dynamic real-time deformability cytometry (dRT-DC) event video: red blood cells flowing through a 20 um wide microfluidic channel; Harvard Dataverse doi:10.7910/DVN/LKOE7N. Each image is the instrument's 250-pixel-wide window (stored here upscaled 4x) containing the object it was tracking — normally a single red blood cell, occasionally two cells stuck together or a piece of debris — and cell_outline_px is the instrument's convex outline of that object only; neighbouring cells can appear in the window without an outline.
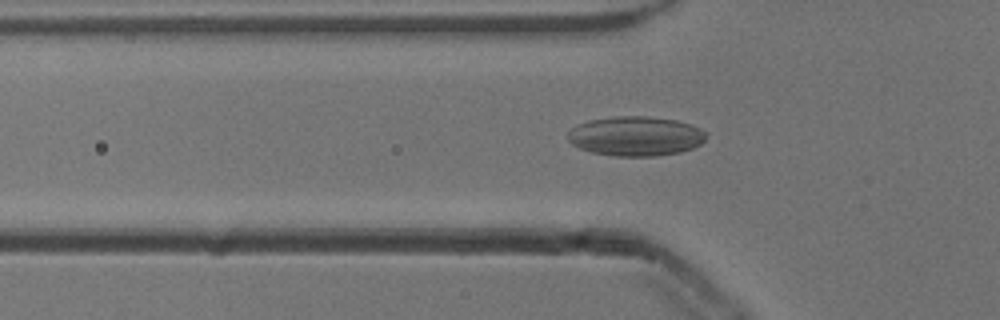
{"species": "common noctule bat (a hibernating species)", "species_latin": "Nyctalus noctula", "temperature_condition": "cold", "stored_images_in_passage": 48, "camera_frame_rate_fps": 3000, "um_per_image_px": 0.085, "animal": {"sex": "male", "body_mass_g": 13.3}, "frame": {"image": 1, "passage_image": 12, "time_ms": 3.667, "image_size_px": [1000, 320], "cell_outline_px": [[708, 136], [700, 144], [692, 148], [680, 152], [656, 156], [616, 156], [592, 152], [580, 148], [572, 144], [568, 140], [568, 132], [572, 128], [588, 120], [616, 116], [648, 116], [676, 120], [692, 124], [708, 132]], "centroid_in_image_um": [54.07, 11.56], "position_along_channel_um": 71.7, "area_um2": 32.02}}
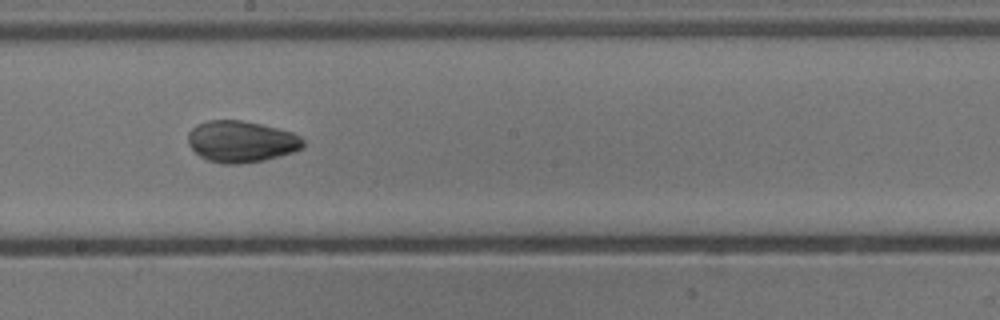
{"frame": {"image": 2, "passage_image": 24, "time_ms": 7.667, "image_size_px": [1000, 320], "cell_outline_px": [[304, 148], [292, 152], [264, 160], [236, 164], [220, 164], [208, 160], [200, 156], [188, 144], [188, 132], [196, 124], [208, 120], [240, 120], [260, 124], [292, 132], [300, 136], [304, 140]], "centroid_in_image_um": [20.49, 12.03], "position_along_channel_um": 227.7, "area_um2": 27.8}}
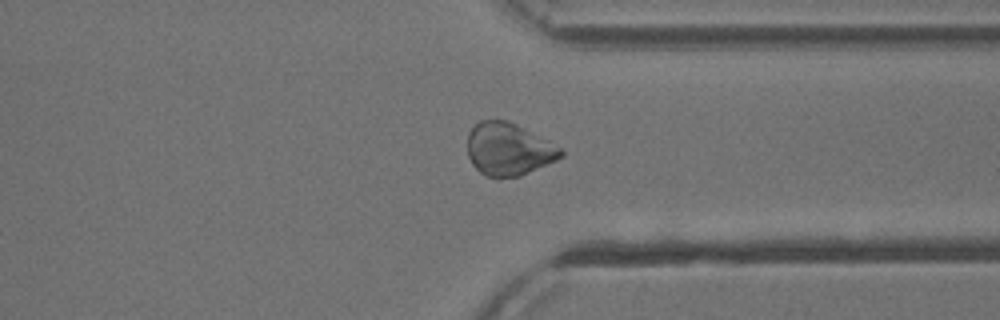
{"frame": {"image": 3, "passage_image": 35, "time_ms": 11.333, "image_size_px": [1000, 320], "cell_outline_px": [[564, 156], [556, 160], [520, 176], [484, 176], [472, 164], [468, 156], [468, 132], [480, 120], [508, 120], [548, 140], [560, 148], [564, 152]], "centroid_in_image_um": [43.22, 12.67], "position_along_channel_um": 368.2, "area_um2": 28.38}, "authors_computed_cell_mechanics": {"area_um2": 29.6225, "velocity_mm_per_s": 3.8627, "shape_relaxation_time_tau1_ms": null, "shape_relaxation_time_tau2_ms": 0.8182, "deformation_change_tau1": null, "deformation_change_tau2": 0.0484}}